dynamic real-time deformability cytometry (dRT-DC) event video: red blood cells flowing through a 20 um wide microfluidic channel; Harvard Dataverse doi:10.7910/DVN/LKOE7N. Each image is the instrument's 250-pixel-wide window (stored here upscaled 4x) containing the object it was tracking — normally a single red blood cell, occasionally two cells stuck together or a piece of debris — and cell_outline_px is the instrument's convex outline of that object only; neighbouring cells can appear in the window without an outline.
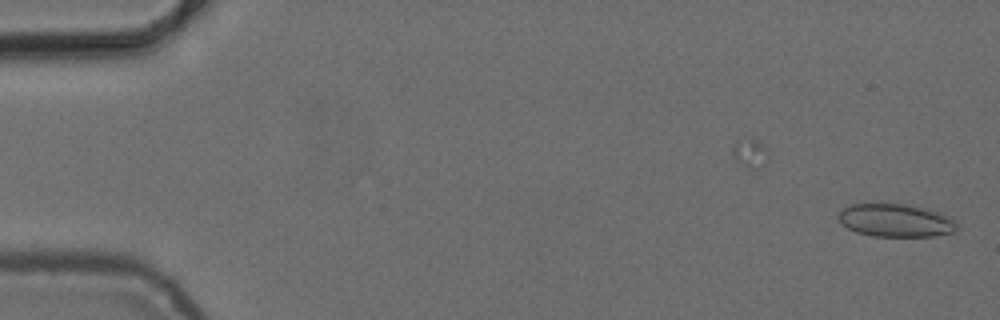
{"species": "common noctule bat (a hibernating species)", "species_latin": "Nyctalus noctula", "temperature_condition": "cold", "stored_images_in_passage": 5, "camera_frame_rate_fps": 3000, "um_per_image_px": 0.085, "animal": {"sex": "female", "body_mass_g": 24.6, "forearm_length_mm": 56.2}, "frame": {"image": 1, "passage_image": 1, "time_ms": 0.0, "image_size_px": [1000, 320], "cell_outline_px": [[960, 228], [952, 232], [932, 236], [872, 236], [856, 232], [848, 228], [836, 216], [844, 208], [852, 204], [880, 200], [912, 204], [928, 208], [940, 212], [956, 220]], "centroid_in_image_um": [76.14, 18.67], "position_along_channel_um": 8.9, "area_um2": 23.81}}
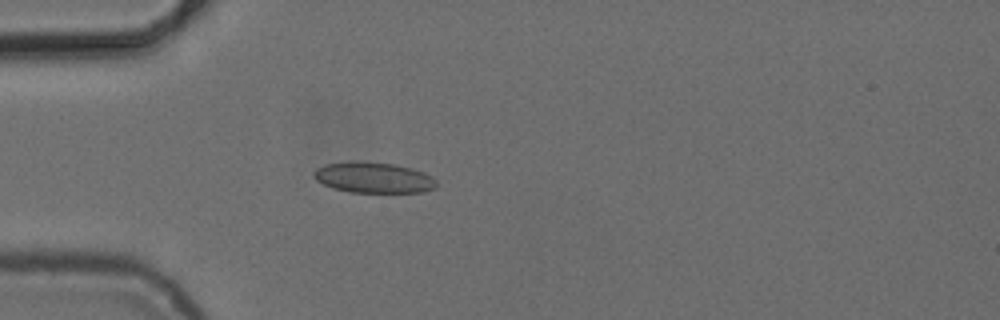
{"frame": {"image": 2, "passage_image": 5, "time_ms": 4.667, "image_size_px": [1000, 320], "cell_outline_px": [[436, 188], [424, 192], [352, 192], [332, 188], [316, 180], [312, 176], [312, 172], [316, 168], [324, 164], [352, 160], [356, 160], [392, 164], [412, 168], [424, 172], [432, 176], [436, 180]], "centroid_in_image_um": [31.72, 15.08], "position_along_channel_um": 53.3, "area_um2": 22.25}}